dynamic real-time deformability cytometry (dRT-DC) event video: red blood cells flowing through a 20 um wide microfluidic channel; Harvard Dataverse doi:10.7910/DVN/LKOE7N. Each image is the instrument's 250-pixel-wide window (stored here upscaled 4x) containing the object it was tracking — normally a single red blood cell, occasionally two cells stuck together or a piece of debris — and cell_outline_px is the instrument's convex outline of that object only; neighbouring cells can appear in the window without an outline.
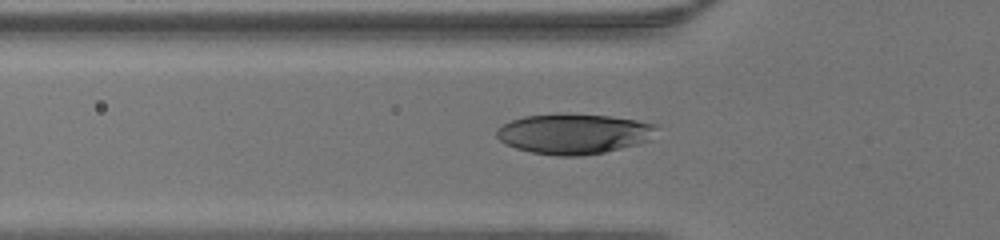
{"species": "human", "species_latin": "Homo sapiens", "temperature_condition": "warm", "stored_images_in_passage": 31, "camera_frame_rate_fps": 3000, "um_per_image_px": 0.085, "donor": {"sex": "male"}, "frame": {"image": 1, "passage_image": 5, "time_ms": 1.333, "image_size_px": [1000, 240], "cell_outline_px": [[660, 128], [652, 140], [604, 152], [580, 156], [556, 156], [532, 152], [516, 148], [500, 140], [496, 136], [496, 132], [504, 124], [512, 120], [524, 116], [608, 116], [636, 120], [660, 124]], "centroid_in_image_um": [48.88, 11.41], "position_along_channel_um": 76.9, "area_um2": 36.7}}
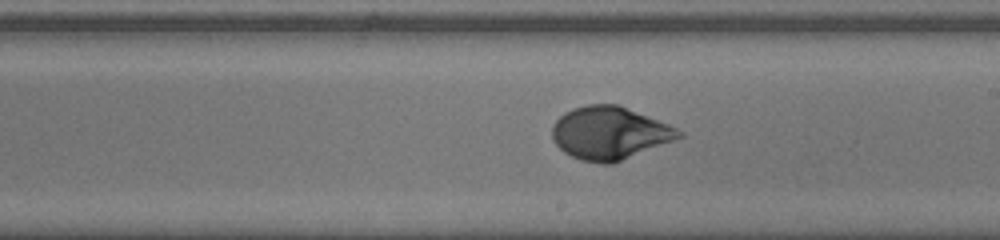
{"frame": {"image": 2, "passage_image": 16, "time_ms": 5.0, "image_size_px": [1000, 240], "cell_outline_px": [[684, 136], [612, 164], [600, 164], [580, 160], [564, 152], [552, 140], [552, 124], [564, 112], [572, 108], [588, 104], [620, 104], [668, 124], [684, 132]], "centroid_in_image_um": [51.8, 11.3], "position_along_channel_um": 237.2, "area_um2": 39.13}}
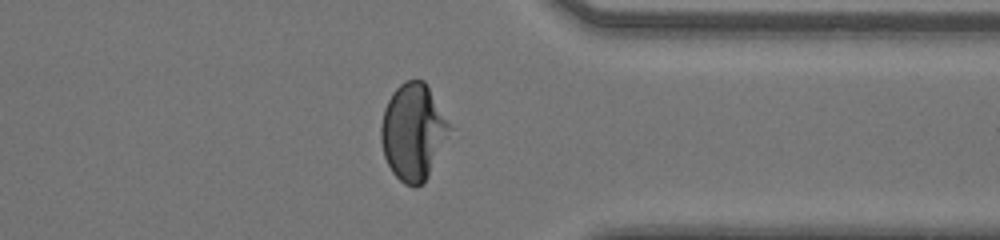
{"frame": {"image": 3, "passage_image": 26, "time_ms": 8.333, "image_size_px": [1000, 240], "cell_outline_px": [[452, 128], [424, 184], [416, 188], [404, 184], [392, 172], [384, 156], [380, 140], [380, 128], [384, 108], [392, 92], [400, 84], [408, 80], [424, 80]], "centroid_in_image_um": [35.09, 11.23], "position_along_channel_um": 376.3, "area_um2": 38.32}}